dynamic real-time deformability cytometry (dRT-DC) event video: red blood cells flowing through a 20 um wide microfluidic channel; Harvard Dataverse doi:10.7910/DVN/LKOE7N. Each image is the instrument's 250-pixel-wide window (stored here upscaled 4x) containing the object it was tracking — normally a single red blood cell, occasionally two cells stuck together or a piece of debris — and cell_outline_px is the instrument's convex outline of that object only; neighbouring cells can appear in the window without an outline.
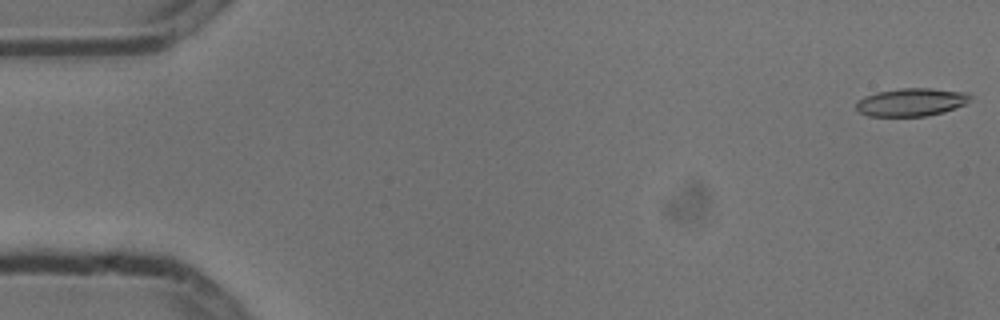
{"species": "common noctule bat (a hibernating species)", "species_latin": "Nyctalus noctula", "temperature_condition": "cold", "stored_images_in_passage": 6, "camera_frame_rate_fps": 3000, "um_per_image_px": 0.085, "animal": {"sex": "male", "body_mass_g": 13.3}, "frame": {"image": 1, "passage_image": 1, "time_ms": 0.0, "image_size_px": [1000, 320], "cell_outline_px": [[972, 96], [964, 104], [944, 112], [924, 116], [868, 116], [860, 112], [856, 108], [856, 104], [864, 96], [876, 92], [900, 88], [932, 88], [968, 92]], "centroid_in_image_um": [77.46, 8.67], "position_along_channel_um": 7.5, "area_um2": 18.55}}
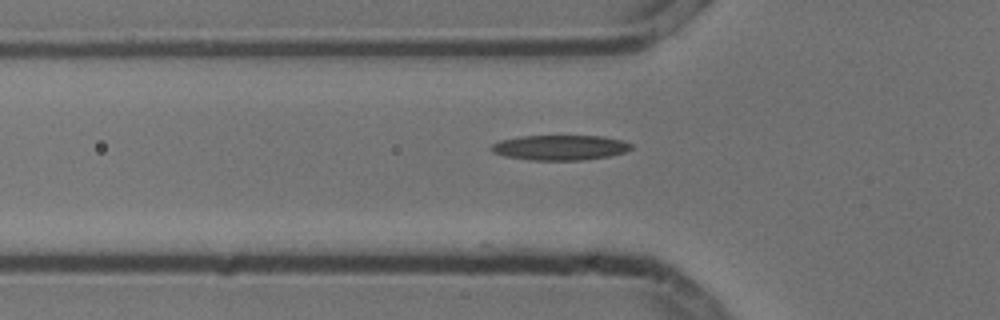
{"frame": {"image": 2, "passage_image": 6, "time_ms": 1.667, "image_size_px": [1000, 320], "cell_outline_px": [[632, 148], [624, 152], [608, 156], [580, 160], [528, 160], [504, 156], [492, 152], [488, 148], [492, 144], [500, 140], [520, 136], [604, 136], [624, 140], [632, 144]], "centroid_in_image_um": [47.57, 12.54], "position_along_channel_um": 78.2, "area_um2": 20.58}}